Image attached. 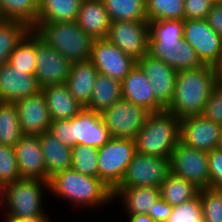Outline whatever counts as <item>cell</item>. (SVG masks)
<instances>
[{
	"mask_svg": "<svg viewBox=\"0 0 222 222\" xmlns=\"http://www.w3.org/2000/svg\"><path fill=\"white\" fill-rule=\"evenodd\" d=\"M137 64L151 82L155 99L166 109L174 96L177 71L148 53L140 58Z\"/></svg>",
	"mask_w": 222,
	"mask_h": 222,
	"instance_id": "18",
	"label": "cell"
},
{
	"mask_svg": "<svg viewBox=\"0 0 222 222\" xmlns=\"http://www.w3.org/2000/svg\"><path fill=\"white\" fill-rule=\"evenodd\" d=\"M210 187L222 190V150L213 149L208 152Z\"/></svg>",
	"mask_w": 222,
	"mask_h": 222,
	"instance_id": "41",
	"label": "cell"
},
{
	"mask_svg": "<svg viewBox=\"0 0 222 222\" xmlns=\"http://www.w3.org/2000/svg\"><path fill=\"white\" fill-rule=\"evenodd\" d=\"M213 5L211 0H184V20L206 19Z\"/></svg>",
	"mask_w": 222,
	"mask_h": 222,
	"instance_id": "42",
	"label": "cell"
},
{
	"mask_svg": "<svg viewBox=\"0 0 222 222\" xmlns=\"http://www.w3.org/2000/svg\"><path fill=\"white\" fill-rule=\"evenodd\" d=\"M21 179L14 147L0 145V185L6 186Z\"/></svg>",
	"mask_w": 222,
	"mask_h": 222,
	"instance_id": "38",
	"label": "cell"
},
{
	"mask_svg": "<svg viewBox=\"0 0 222 222\" xmlns=\"http://www.w3.org/2000/svg\"><path fill=\"white\" fill-rule=\"evenodd\" d=\"M36 33L31 29L17 44L9 56L8 63L14 69L28 70L35 74L36 69Z\"/></svg>",
	"mask_w": 222,
	"mask_h": 222,
	"instance_id": "34",
	"label": "cell"
},
{
	"mask_svg": "<svg viewBox=\"0 0 222 222\" xmlns=\"http://www.w3.org/2000/svg\"><path fill=\"white\" fill-rule=\"evenodd\" d=\"M183 38L195 49L204 65L216 67L222 58V38L206 19H185Z\"/></svg>",
	"mask_w": 222,
	"mask_h": 222,
	"instance_id": "12",
	"label": "cell"
},
{
	"mask_svg": "<svg viewBox=\"0 0 222 222\" xmlns=\"http://www.w3.org/2000/svg\"><path fill=\"white\" fill-rule=\"evenodd\" d=\"M21 179L47 181L40 135H23L14 146Z\"/></svg>",
	"mask_w": 222,
	"mask_h": 222,
	"instance_id": "20",
	"label": "cell"
},
{
	"mask_svg": "<svg viewBox=\"0 0 222 222\" xmlns=\"http://www.w3.org/2000/svg\"><path fill=\"white\" fill-rule=\"evenodd\" d=\"M32 30L71 63L91 58L95 39L89 36L76 21L37 22Z\"/></svg>",
	"mask_w": 222,
	"mask_h": 222,
	"instance_id": "6",
	"label": "cell"
},
{
	"mask_svg": "<svg viewBox=\"0 0 222 222\" xmlns=\"http://www.w3.org/2000/svg\"><path fill=\"white\" fill-rule=\"evenodd\" d=\"M39 0H0L3 19L19 21L33 29L37 24Z\"/></svg>",
	"mask_w": 222,
	"mask_h": 222,
	"instance_id": "30",
	"label": "cell"
},
{
	"mask_svg": "<svg viewBox=\"0 0 222 222\" xmlns=\"http://www.w3.org/2000/svg\"><path fill=\"white\" fill-rule=\"evenodd\" d=\"M49 192L56 197L69 200L74 207H93L106 205L113 200V191L101 179L84 175L73 169L55 174L49 180Z\"/></svg>",
	"mask_w": 222,
	"mask_h": 222,
	"instance_id": "3",
	"label": "cell"
},
{
	"mask_svg": "<svg viewBox=\"0 0 222 222\" xmlns=\"http://www.w3.org/2000/svg\"><path fill=\"white\" fill-rule=\"evenodd\" d=\"M170 173L183 177L200 190L210 187L208 153L179 141L170 157Z\"/></svg>",
	"mask_w": 222,
	"mask_h": 222,
	"instance_id": "11",
	"label": "cell"
},
{
	"mask_svg": "<svg viewBox=\"0 0 222 222\" xmlns=\"http://www.w3.org/2000/svg\"><path fill=\"white\" fill-rule=\"evenodd\" d=\"M157 187H124L113 199L122 200L127 214H148L160 198Z\"/></svg>",
	"mask_w": 222,
	"mask_h": 222,
	"instance_id": "26",
	"label": "cell"
},
{
	"mask_svg": "<svg viewBox=\"0 0 222 222\" xmlns=\"http://www.w3.org/2000/svg\"><path fill=\"white\" fill-rule=\"evenodd\" d=\"M52 121L71 119L85 107L71 94L66 83L42 88Z\"/></svg>",
	"mask_w": 222,
	"mask_h": 222,
	"instance_id": "24",
	"label": "cell"
},
{
	"mask_svg": "<svg viewBox=\"0 0 222 222\" xmlns=\"http://www.w3.org/2000/svg\"><path fill=\"white\" fill-rule=\"evenodd\" d=\"M44 188L49 191V182L37 179H19L4 186L6 208L4 219L48 216L42 206Z\"/></svg>",
	"mask_w": 222,
	"mask_h": 222,
	"instance_id": "7",
	"label": "cell"
},
{
	"mask_svg": "<svg viewBox=\"0 0 222 222\" xmlns=\"http://www.w3.org/2000/svg\"><path fill=\"white\" fill-rule=\"evenodd\" d=\"M218 149L222 150V126H221V134H220Z\"/></svg>",
	"mask_w": 222,
	"mask_h": 222,
	"instance_id": "49",
	"label": "cell"
},
{
	"mask_svg": "<svg viewBox=\"0 0 222 222\" xmlns=\"http://www.w3.org/2000/svg\"><path fill=\"white\" fill-rule=\"evenodd\" d=\"M172 206L167 203L161 197L154 203V207L152 211H149L148 215L155 221V222H166L167 219L170 217L172 212Z\"/></svg>",
	"mask_w": 222,
	"mask_h": 222,
	"instance_id": "43",
	"label": "cell"
},
{
	"mask_svg": "<svg viewBox=\"0 0 222 222\" xmlns=\"http://www.w3.org/2000/svg\"><path fill=\"white\" fill-rule=\"evenodd\" d=\"M221 126L202 114L185 117L180 121V141L208 153L218 148Z\"/></svg>",
	"mask_w": 222,
	"mask_h": 222,
	"instance_id": "16",
	"label": "cell"
},
{
	"mask_svg": "<svg viewBox=\"0 0 222 222\" xmlns=\"http://www.w3.org/2000/svg\"><path fill=\"white\" fill-rule=\"evenodd\" d=\"M82 0H39L37 22L77 21Z\"/></svg>",
	"mask_w": 222,
	"mask_h": 222,
	"instance_id": "28",
	"label": "cell"
},
{
	"mask_svg": "<svg viewBox=\"0 0 222 222\" xmlns=\"http://www.w3.org/2000/svg\"><path fill=\"white\" fill-rule=\"evenodd\" d=\"M111 22L148 21L146 0H102Z\"/></svg>",
	"mask_w": 222,
	"mask_h": 222,
	"instance_id": "31",
	"label": "cell"
},
{
	"mask_svg": "<svg viewBox=\"0 0 222 222\" xmlns=\"http://www.w3.org/2000/svg\"><path fill=\"white\" fill-rule=\"evenodd\" d=\"M204 222H222V190L211 187L199 190Z\"/></svg>",
	"mask_w": 222,
	"mask_h": 222,
	"instance_id": "37",
	"label": "cell"
},
{
	"mask_svg": "<svg viewBox=\"0 0 222 222\" xmlns=\"http://www.w3.org/2000/svg\"><path fill=\"white\" fill-rule=\"evenodd\" d=\"M76 22L94 39H106L111 26L102 0H82Z\"/></svg>",
	"mask_w": 222,
	"mask_h": 222,
	"instance_id": "22",
	"label": "cell"
},
{
	"mask_svg": "<svg viewBox=\"0 0 222 222\" xmlns=\"http://www.w3.org/2000/svg\"><path fill=\"white\" fill-rule=\"evenodd\" d=\"M148 22L184 20V0H146Z\"/></svg>",
	"mask_w": 222,
	"mask_h": 222,
	"instance_id": "35",
	"label": "cell"
},
{
	"mask_svg": "<svg viewBox=\"0 0 222 222\" xmlns=\"http://www.w3.org/2000/svg\"><path fill=\"white\" fill-rule=\"evenodd\" d=\"M135 153V140L112 137L98 149V178L113 190Z\"/></svg>",
	"mask_w": 222,
	"mask_h": 222,
	"instance_id": "8",
	"label": "cell"
},
{
	"mask_svg": "<svg viewBox=\"0 0 222 222\" xmlns=\"http://www.w3.org/2000/svg\"><path fill=\"white\" fill-rule=\"evenodd\" d=\"M42 92L37 78L28 70L14 69L8 62L0 66V102H17Z\"/></svg>",
	"mask_w": 222,
	"mask_h": 222,
	"instance_id": "17",
	"label": "cell"
},
{
	"mask_svg": "<svg viewBox=\"0 0 222 222\" xmlns=\"http://www.w3.org/2000/svg\"><path fill=\"white\" fill-rule=\"evenodd\" d=\"M180 121L166 110L150 113L135 140L136 152L170 159L180 141Z\"/></svg>",
	"mask_w": 222,
	"mask_h": 222,
	"instance_id": "5",
	"label": "cell"
},
{
	"mask_svg": "<svg viewBox=\"0 0 222 222\" xmlns=\"http://www.w3.org/2000/svg\"><path fill=\"white\" fill-rule=\"evenodd\" d=\"M216 72H217V81L222 83V58L219 64L216 66Z\"/></svg>",
	"mask_w": 222,
	"mask_h": 222,
	"instance_id": "48",
	"label": "cell"
},
{
	"mask_svg": "<svg viewBox=\"0 0 222 222\" xmlns=\"http://www.w3.org/2000/svg\"><path fill=\"white\" fill-rule=\"evenodd\" d=\"M90 60L99 74L119 81H122L137 63L107 39H95Z\"/></svg>",
	"mask_w": 222,
	"mask_h": 222,
	"instance_id": "15",
	"label": "cell"
},
{
	"mask_svg": "<svg viewBox=\"0 0 222 222\" xmlns=\"http://www.w3.org/2000/svg\"><path fill=\"white\" fill-rule=\"evenodd\" d=\"M48 132L71 148L86 145L99 149L112 138L101 113L87 108L71 119L52 121Z\"/></svg>",
	"mask_w": 222,
	"mask_h": 222,
	"instance_id": "4",
	"label": "cell"
},
{
	"mask_svg": "<svg viewBox=\"0 0 222 222\" xmlns=\"http://www.w3.org/2000/svg\"><path fill=\"white\" fill-rule=\"evenodd\" d=\"M35 77L42 88L64 84L70 73L71 62L36 34Z\"/></svg>",
	"mask_w": 222,
	"mask_h": 222,
	"instance_id": "14",
	"label": "cell"
},
{
	"mask_svg": "<svg viewBox=\"0 0 222 222\" xmlns=\"http://www.w3.org/2000/svg\"><path fill=\"white\" fill-rule=\"evenodd\" d=\"M5 197H4V186L0 185V210L3 208V213H4V208H5Z\"/></svg>",
	"mask_w": 222,
	"mask_h": 222,
	"instance_id": "47",
	"label": "cell"
},
{
	"mask_svg": "<svg viewBox=\"0 0 222 222\" xmlns=\"http://www.w3.org/2000/svg\"><path fill=\"white\" fill-rule=\"evenodd\" d=\"M206 21L222 38V4H214L207 15Z\"/></svg>",
	"mask_w": 222,
	"mask_h": 222,
	"instance_id": "44",
	"label": "cell"
},
{
	"mask_svg": "<svg viewBox=\"0 0 222 222\" xmlns=\"http://www.w3.org/2000/svg\"><path fill=\"white\" fill-rule=\"evenodd\" d=\"M22 136L17 107L11 102H0V145L14 147Z\"/></svg>",
	"mask_w": 222,
	"mask_h": 222,
	"instance_id": "32",
	"label": "cell"
},
{
	"mask_svg": "<svg viewBox=\"0 0 222 222\" xmlns=\"http://www.w3.org/2000/svg\"><path fill=\"white\" fill-rule=\"evenodd\" d=\"M48 216H35L30 218L4 219V222H50Z\"/></svg>",
	"mask_w": 222,
	"mask_h": 222,
	"instance_id": "45",
	"label": "cell"
},
{
	"mask_svg": "<svg viewBox=\"0 0 222 222\" xmlns=\"http://www.w3.org/2000/svg\"><path fill=\"white\" fill-rule=\"evenodd\" d=\"M150 114L145 108L121 99L101 115L113 138L134 140Z\"/></svg>",
	"mask_w": 222,
	"mask_h": 222,
	"instance_id": "10",
	"label": "cell"
},
{
	"mask_svg": "<svg viewBox=\"0 0 222 222\" xmlns=\"http://www.w3.org/2000/svg\"><path fill=\"white\" fill-rule=\"evenodd\" d=\"M217 82L216 67L211 65L177 71L174 96L165 110L180 119L203 114Z\"/></svg>",
	"mask_w": 222,
	"mask_h": 222,
	"instance_id": "2",
	"label": "cell"
},
{
	"mask_svg": "<svg viewBox=\"0 0 222 222\" xmlns=\"http://www.w3.org/2000/svg\"><path fill=\"white\" fill-rule=\"evenodd\" d=\"M170 173V159L135 153L113 197L124 187L159 188Z\"/></svg>",
	"mask_w": 222,
	"mask_h": 222,
	"instance_id": "9",
	"label": "cell"
},
{
	"mask_svg": "<svg viewBox=\"0 0 222 222\" xmlns=\"http://www.w3.org/2000/svg\"><path fill=\"white\" fill-rule=\"evenodd\" d=\"M129 222H155L148 214H127Z\"/></svg>",
	"mask_w": 222,
	"mask_h": 222,
	"instance_id": "46",
	"label": "cell"
},
{
	"mask_svg": "<svg viewBox=\"0 0 222 222\" xmlns=\"http://www.w3.org/2000/svg\"><path fill=\"white\" fill-rule=\"evenodd\" d=\"M23 135H41L49 131L51 117L42 92L14 102Z\"/></svg>",
	"mask_w": 222,
	"mask_h": 222,
	"instance_id": "19",
	"label": "cell"
},
{
	"mask_svg": "<svg viewBox=\"0 0 222 222\" xmlns=\"http://www.w3.org/2000/svg\"><path fill=\"white\" fill-rule=\"evenodd\" d=\"M106 39L118 46L126 55L138 61L148 53V21L111 22Z\"/></svg>",
	"mask_w": 222,
	"mask_h": 222,
	"instance_id": "13",
	"label": "cell"
},
{
	"mask_svg": "<svg viewBox=\"0 0 222 222\" xmlns=\"http://www.w3.org/2000/svg\"><path fill=\"white\" fill-rule=\"evenodd\" d=\"M214 4H222V0H211Z\"/></svg>",
	"mask_w": 222,
	"mask_h": 222,
	"instance_id": "50",
	"label": "cell"
},
{
	"mask_svg": "<svg viewBox=\"0 0 222 222\" xmlns=\"http://www.w3.org/2000/svg\"><path fill=\"white\" fill-rule=\"evenodd\" d=\"M160 196L172 207L178 206L195 198L199 194V188L183 177L169 173L159 187Z\"/></svg>",
	"mask_w": 222,
	"mask_h": 222,
	"instance_id": "29",
	"label": "cell"
},
{
	"mask_svg": "<svg viewBox=\"0 0 222 222\" xmlns=\"http://www.w3.org/2000/svg\"><path fill=\"white\" fill-rule=\"evenodd\" d=\"M121 99V81L98 74L91 99L85 108L102 113L105 109L111 107L115 102Z\"/></svg>",
	"mask_w": 222,
	"mask_h": 222,
	"instance_id": "27",
	"label": "cell"
},
{
	"mask_svg": "<svg viewBox=\"0 0 222 222\" xmlns=\"http://www.w3.org/2000/svg\"><path fill=\"white\" fill-rule=\"evenodd\" d=\"M99 72L90 59L71 63L66 84L70 94L84 107L91 99Z\"/></svg>",
	"mask_w": 222,
	"mask_h": 222,
	"instance_id": "23",
	"label": "cell"
},
{
	"mask_svg": "<svg viewBox=\"0 0 222 222\" xmlns=\"http://www.w3.org/2000/svg\"><path fill=\"white\" fill-rule=\"evenodd\" d=\"M3 20H4V19L2 18L1 13H0V22L3 21Z\"/></svg>",
	"mask_w": 222,
	"mask_h": 222,
	"instance_id": "51",
	"label": "cell"
},
{
	"mask_svg": "<svg viewBox=\"0 0 222 222\" xmlns=\"http://www.w3.org/2000/svg\"><path fill=\"white\" fill-rule=\"evenodd\" d=\"M31 29L24 23L12 20L0 22V66L9 61L17 44Z\"/></svg>",
	"mask_w": 222,
	"mask_h": 222,
	"instance_id": "33",
	"label": "cell"
},
{
	"mask_svg": "<svg viewBox=\"0 0 222 222\" xmlns=\"http://www.w3.org/2000/svg\"><path fill=\"white\" fill-rule=\"evenodd\" d=\"M40 144L44 155L48 182L55 174L71 168V147L64 145L49 132L40 135Z\"/></svg>",
	"mask_w": 222,
	"mask_h": 222,
	"instance_id": "25",
	"label": "cell"
},
{
	"mask_svg": "<svg viewBox=\"0 0 222 222\" xmlns=\"http://www.w3.org/2000/svg\"><path fill=\"white\" fill-rule=\"evenodd\" d=\"M166 222H204L199 194L172 208Z\"/></svg>",
	"mask_w": 222,
	"mask_h": 222,
	"instance_id": "39",
	"label": "cell"
},
{
	"mask_svg": "<svg viewBox=\"0 0 222 222\" xmlns=\"http://www.w3.org/2000/svg\"><path fill=\"white\" fill-rule=\"evenodd\" d=\"M148 54L176 71L193 69L204 64L195 49L183 38L184 20L150 21Z\"/></svg>",
	"mask_w": 222,
	"mask_h": 222,
	"instance_id": "1",
	"label": "cell"
},
{
	"mask_svg": "<svg viewBox=\"0 0 222 222\" xmlns=\"http://www.w3.org/2000/svg\"><path fill=\"white\" fill-rule=\"evenodd\" d=\"M71 169L98 178V149L86 145L72 147Z\"/></svg>",
	"mask_w": 222,
	"mask_h": 222,
	"instance_id": "36",
	"label": "cell"
},
{
	"mask_svg": "<svg viewBox=\"0 0 222 222\" xmlns=\"http://www.w3.org/2000/svg\"><path fill=\"white\" fill-rule=\"evenodd\" d=\"M209 120L222 125V83L217 82L206 102L203 114Z\"/></svg>",
	"mask_w": 222,
	"mask_h": 222,
	"instance_id": "40",
	"label": "cell"
},
{
	"mask_svg": "<svg viewBox=\"0 0 222 222\" xmlns=\"http://www.w3.org/2000/svg\"><path fill=\"white\" fill-rule=\"evenodd\" d=\"M122 99L145 108L150 113L164 111L165 108L155 99L151 82L136 63L121 81Z\"/></svg>",
	"mask_w": 222,
	"mask_h": 222,
	"instance_id": "21",
	"label": "cell"
}]
</instances>
